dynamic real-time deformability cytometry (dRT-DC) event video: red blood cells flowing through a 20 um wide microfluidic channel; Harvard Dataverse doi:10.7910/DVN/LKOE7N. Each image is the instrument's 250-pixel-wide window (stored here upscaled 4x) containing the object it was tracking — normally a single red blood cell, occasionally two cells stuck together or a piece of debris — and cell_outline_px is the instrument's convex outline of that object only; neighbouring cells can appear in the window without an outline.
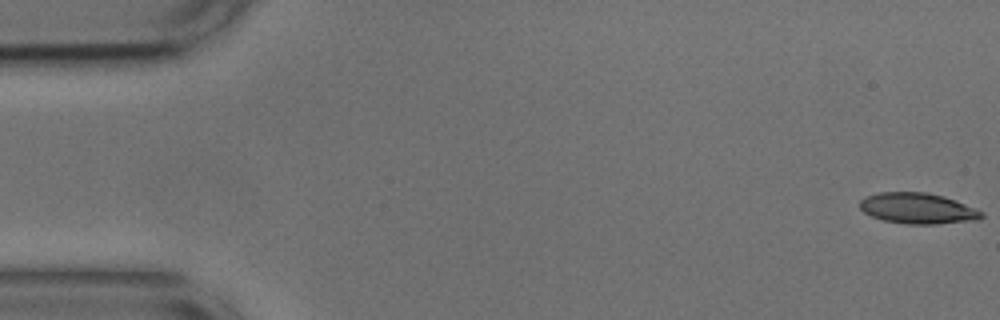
{"species": "common noctule bat (a hibernating species)", "species_latin": "Nyctalus noctula", "temperature_condition": "cold", "stored_images_in_passage": 54, "camera_frame_rate_fps": 3000, "um_per_image_px": 0.085, "animal": {"sex": "male", "body_mass_g": 17.9, "forearm_length_mm": 54.2}, "frame": {"image": 1, "passage_image": 1, "time_ms": 0.0, "image_size_px": [1000, 320], "cell_outline_px": [[984, 216], [980, 220], [936, 224], [908, 224], [884, 220], [872, 216], [864, 212], [860, 208], [860, 200], [868, 196], [880, 192], [928, 192], [944, 196], [976, 208], [984, 212]], "centroid_in_image_um": [78.06, 17.71], "position_along_channel_um": 6.9, "area_um2": 21.91}}
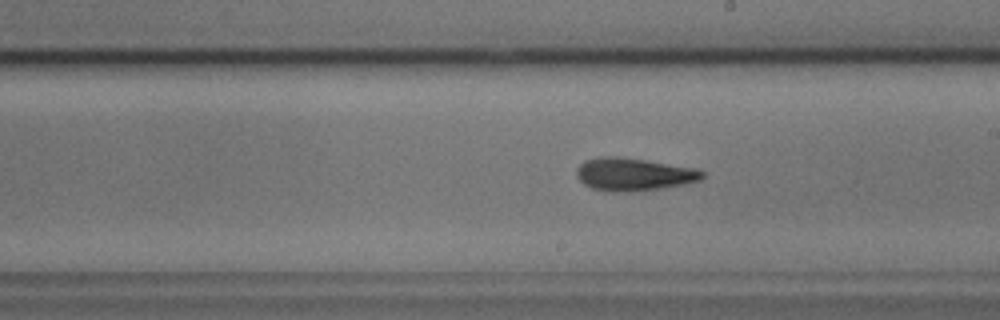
{"frame": {"image": 2, "passage_image": 30, "time_ms": 9.667, "image_size_px": [1000, 320], "cell_outline_px": [[704, 176], [700, 180], [684, 184], [660, 188], [592, 188], [584, 184], [576, 176], [576, 168], [584, 160], [600, 156], [616, 156], [644, 160], [696, 168], [704, 172]], "centroid_in_image_um": [53.87, 14.74], "position_along_channel_um": 235.1, "area_um2": 22.77}}
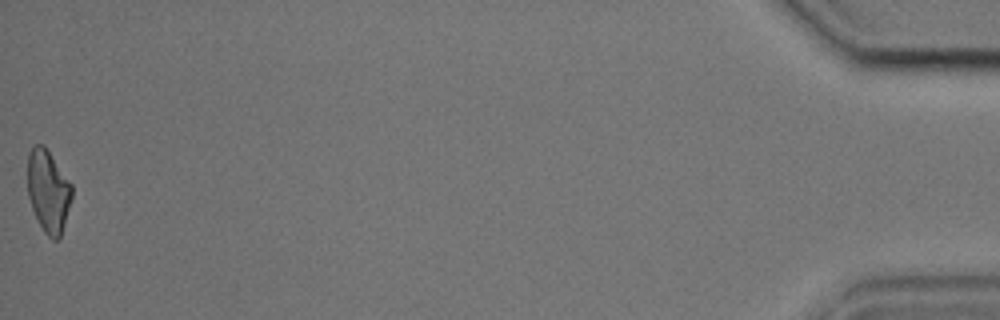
{"frame": {"image": 3, "passage_image": 54, "time_ms": 17.667, "image_size_px": [1000, 320], "cell_outline_px": [[72, 196], [64, 224], [60, 236], [56, 240], [52, 240], [44, 232], [32, 208], [28, 196], [28, 152], [32, 144], [44, 144], [72, 184]], "centroid_in_image_um": [4.09, 16.2], "position_along_channel_um": 431.1, "area_um2": 21.21}, "authors_computed_cell_mechanics": {"area_um2": 22.4842, "velocity_mm_per_s": 3.6959, "shape_relaxation_time_tau1_ms": 3.7311, "shape_relaxation_time_tau2_ms": 4.2707, "deformation_change_tau1": 0.1598, "deformation_change_tau2": 0.1488}}